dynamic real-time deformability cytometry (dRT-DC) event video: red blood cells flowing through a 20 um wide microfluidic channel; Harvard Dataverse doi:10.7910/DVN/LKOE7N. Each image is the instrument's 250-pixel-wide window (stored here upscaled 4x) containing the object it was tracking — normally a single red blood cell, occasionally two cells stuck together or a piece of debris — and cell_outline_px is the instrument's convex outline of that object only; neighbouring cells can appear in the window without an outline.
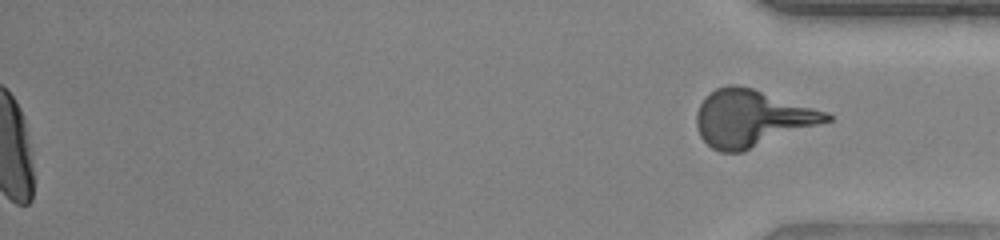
{"species": "human", "species_latin": "Homo sapiens", "temperature_condition": "warm", "stored_images_in_passage": 54, "segment_of_instrument_passage": [2, 2], "camera_frame_rate_fps": 3000, "um_per_image_px": 0.085, "donor": {"sex": "female"}, "frame": {"image": 1, "passage_image": 54, "time_ms": 17.667, "image_size_px": [1000, 240], "cell_outline_px": [[832, 120], [744, 152], [720, 152], [712, 148], [700, 136], [696, 124], [696, 112], [704, 96], [716, 88], [728, 84], [736, 84], [752, 88], [828, 112], [832, 116]], "centroid_in_image_um": [63.88, 10.05], "position_along_channel_um": 371.3, "area_um2": 43.12}}